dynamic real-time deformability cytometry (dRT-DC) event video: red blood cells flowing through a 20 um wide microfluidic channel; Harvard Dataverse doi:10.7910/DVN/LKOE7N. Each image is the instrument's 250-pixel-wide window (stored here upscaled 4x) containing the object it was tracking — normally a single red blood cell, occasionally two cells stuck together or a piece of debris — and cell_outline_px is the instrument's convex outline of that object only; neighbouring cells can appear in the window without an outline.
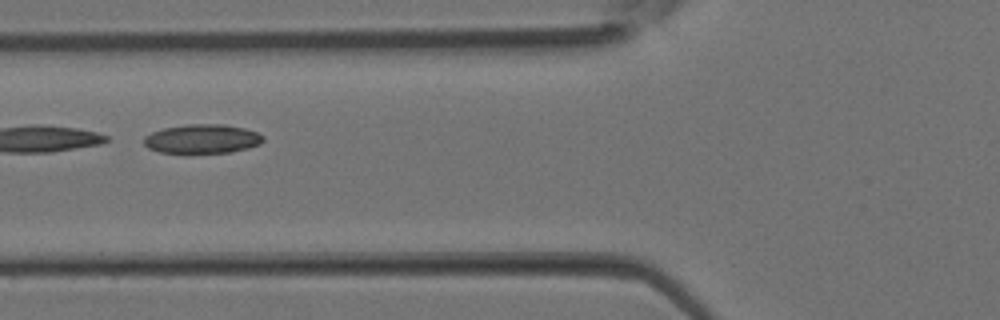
{"species": "Egyptian fruit bat (a non-hibernating species)", "species_latin": "Rousettus aegyptiacus", "temperature_condition": "room temperature", "stored_images_in_passage": 23, "camera_frame_rate_fps": 3000, "um_per_image_px": 0.085, "animal": {"sex": "female"}, "frame": {"image": 1, "passage_image": 4, "time_ms": 1.0, "image_size_px": [1000, 320], "cell_outline_px": [[264, 140], [260, 144], [248, 148], [232, 152], [188, 156], [184, 156], [160, 152], [148, 148], [144, 144], [144, 136], [152, 132], [164, 128], [188, 124], [224, 124], [244, 128], [256, 132], [264, 136]], "centroid_in_image_um": [17.16, 11.86], "position_along_channel_um": 108.6, "area_um2": 21.15}}